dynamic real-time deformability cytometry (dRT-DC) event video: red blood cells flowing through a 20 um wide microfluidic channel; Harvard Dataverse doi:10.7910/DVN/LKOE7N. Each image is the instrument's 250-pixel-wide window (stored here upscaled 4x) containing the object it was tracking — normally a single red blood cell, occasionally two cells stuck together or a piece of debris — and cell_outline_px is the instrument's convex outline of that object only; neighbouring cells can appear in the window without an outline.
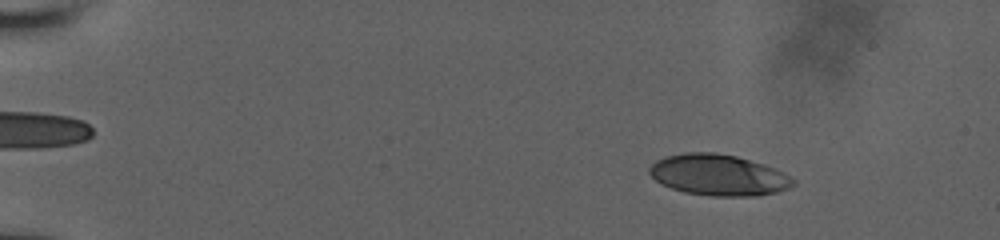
{"species": "human", "species_latin": "Homo sapiens", "temperature_condition": "room temperature", "stored_images_in_passage": 10, "camera_frame_rate_fps": 3000, "um_per_image_px": 0.085, "donor": {"sex": "male"}, "frame": {"image": 1, "passage_image": 4, "time_ms": 1.667, "image_size_px": [1000, 240], "cell_outline_px": [[796, 184], [788, 188], [776, 192], [756, 196], [712, 196], [684, 192], [672, 188], [656, 180], [648, 172], [648, 168], [656, 160], [664, 156], [684, 152], [716, 152], [736, 156], [764, 164], [784, 172], [796, 180]], "centroid_in_image_um": [61.08, 14.87], "position_along_channel_um": 23.9, "area_um2": 34.56}}
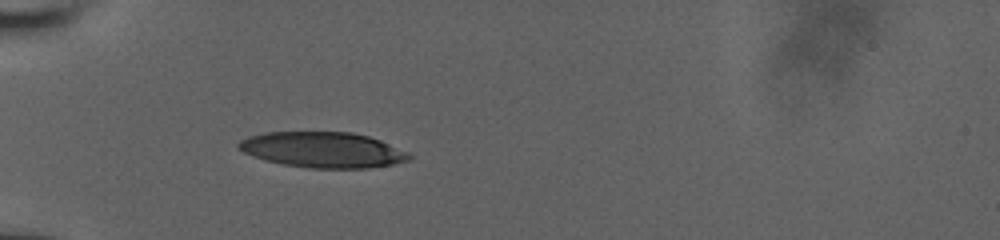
{"frame": {"image": 2, "passage_image": 10, "time_ms": 5.333, "image_size_px": [1000, 240], "cell_outline_px": [[412, 156], [408, 160], [392, 164], [368, 168], [308, 168], [284, 164], [264, 160], [252, 156], [244, 152], [236, 144], [240, 140], [248, 136], [264, 132], [352, 132], [368, 136], [380, 140], [412, 152]], "centroid_in_image_um": [27.46, 12.73], "position_along_channel_um": 57.5, "area_um2": 35.55}}